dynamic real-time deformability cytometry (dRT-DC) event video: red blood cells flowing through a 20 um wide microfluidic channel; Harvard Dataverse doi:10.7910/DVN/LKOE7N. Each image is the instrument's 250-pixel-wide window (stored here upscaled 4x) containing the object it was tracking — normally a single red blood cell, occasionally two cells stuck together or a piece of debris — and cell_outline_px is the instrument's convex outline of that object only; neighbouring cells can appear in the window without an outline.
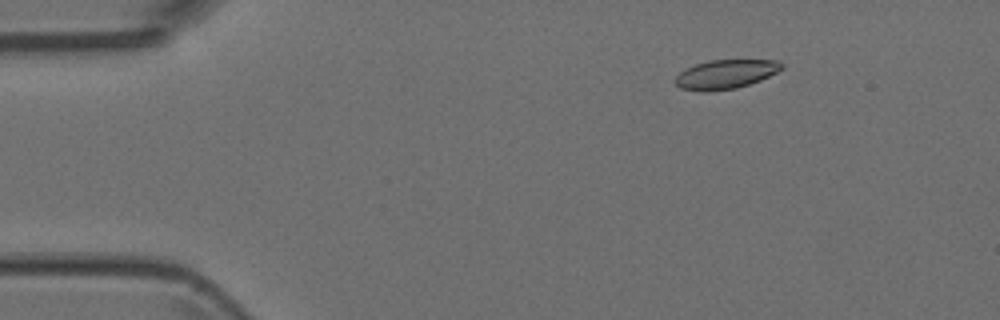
{"species": "Egyptian fruit bat (a non-hibernating species)", "species_latin": "Rousettus aegyptiacus", "temperature_condition": "room temperature", "stored_images_in_passage": 4, "camera_frame_rate_fps": 3000, "um_per_image_px": 0.085, "animal": {"sex": "female"}, "frame": {"image": 1, "passage_image": 2, "time_ms": 0.333, "image_size_px": [1000, 320], "cell_outline_px": [[784, 68], [760, 80], [736, 88], [708, 92], [700, 92], [680, 88], [672, 80], [680, 72], [696, 64], [708, 60], [780, 60], [784, 64]], "centroid_in_image_um": [61.66, 6.31], "position_along_channel_um": 23.3, "area_um2": 18.15}}